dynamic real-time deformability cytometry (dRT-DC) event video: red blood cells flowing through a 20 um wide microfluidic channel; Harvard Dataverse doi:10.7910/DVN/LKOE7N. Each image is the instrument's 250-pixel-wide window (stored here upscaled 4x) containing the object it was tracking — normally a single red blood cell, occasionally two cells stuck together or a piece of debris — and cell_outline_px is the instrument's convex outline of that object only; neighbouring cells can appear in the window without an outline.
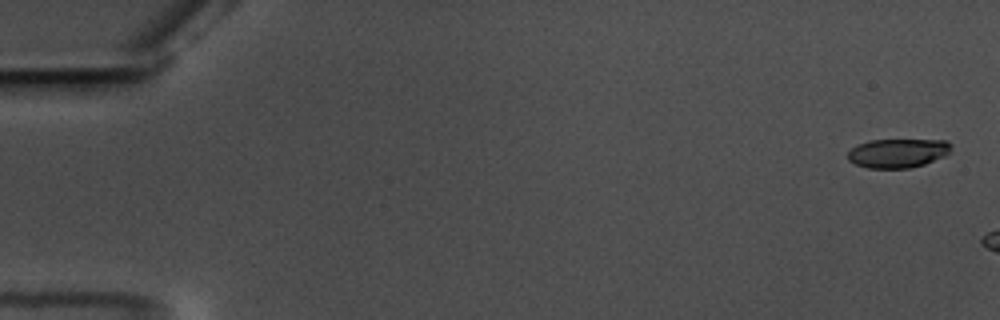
{"species": "common noctule bat (a hibernating species)", "species_latin": "Nyctalus noctula", "temperature_condition": "warm", "stored_images_in_passage": 8, "camera_frame_rate_fps": 3000, "um_per_image_px": 0.085, "animal": {"sex": "male", "body_mass_g": 17.5, "forearm_length_mm": 52.3}, "frame": {"image": 1, "passage_image": 2, "time_ms": 0.333, "image_size_px": [1000, 320], "cell_outline_px": [[952, 148], [944, 156], [924, 164], [908, 168], [868, 168], [856, 164], [848, 160], [848, 152], [856, 144], [872, 140], [948, 140], [952, 144]], "centroid_in_image_um": [76.31, 13.01], "position_along_channel_um": 8.7, "area_um2": 17.46}}